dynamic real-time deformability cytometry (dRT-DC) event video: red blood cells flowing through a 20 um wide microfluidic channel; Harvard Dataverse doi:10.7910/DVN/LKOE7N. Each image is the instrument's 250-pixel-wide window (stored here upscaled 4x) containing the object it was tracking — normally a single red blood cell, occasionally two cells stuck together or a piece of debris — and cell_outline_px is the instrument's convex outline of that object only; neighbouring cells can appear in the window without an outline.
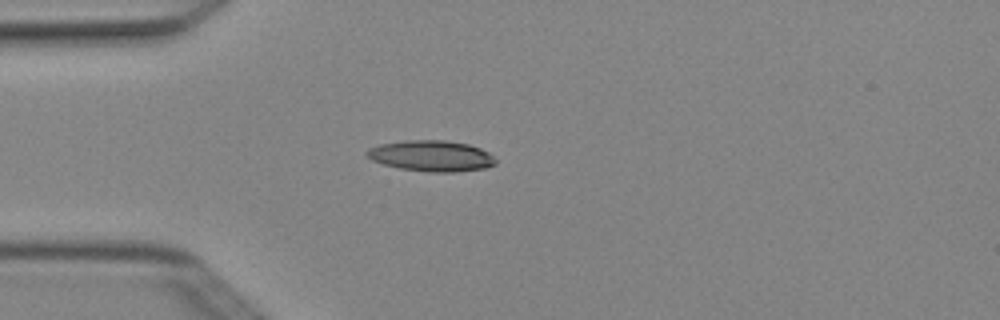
{"species": "Egyptian fruit bat (a non-hibernating species)", "species_latin": "Rousettus aegyptiacus", "temperature_condition": "cold", "stored_images_in_passage": 3, "camera_frame_rate_fps": 3000, "um_per_image_px": 0.085, "animal": {"sex": "female"}, "frame": {"image": 1, "passage_image": 1, "time_ms": 0.0, "image_size_px": [1000, 320], "cell_outline_px": [[496, 164], [488, 168], [456, 172], [432, 172], [400, 168], [384, 164], [372, 160], [364, 156], [364, 152], [368, 148], [380, 144], [404, 140], [444, 140], [468, 144], [480, 148], [488, 152], [496, 160]], "centroid_in_image_um": [36.65, 13.25], "position_along_channel_um": 48.3, "area_um2": 23.35}}
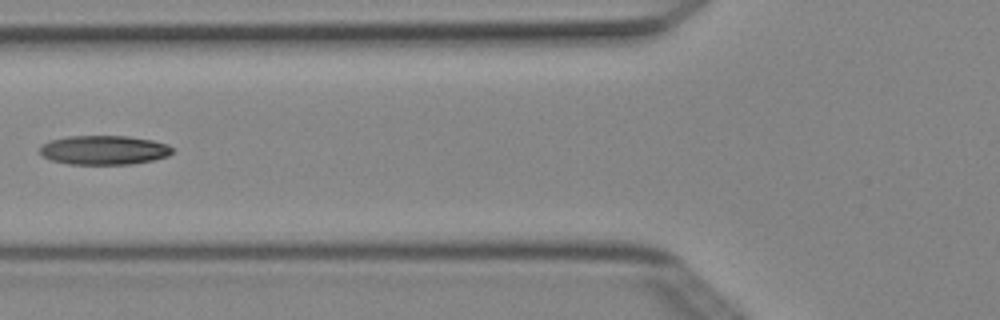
{"frame": {"image": 2, "passage_image": 3, "time_ms": 0.667, "image_size_px": [1000, 320], "cell_outline_px": [[172, 152], [168, 156], [152, 160], [132, 164], [68, 164], [52, 160], [44, 156], [40, 152], [40, 148], [48, 140], [68, 136], [128, 136], [152, 140], [168, 144], [172, 148]], "centroid_in_image_um": [8.84, 12.75], "position_along_channel_um": 117.0, "area_um2": 22.48}}